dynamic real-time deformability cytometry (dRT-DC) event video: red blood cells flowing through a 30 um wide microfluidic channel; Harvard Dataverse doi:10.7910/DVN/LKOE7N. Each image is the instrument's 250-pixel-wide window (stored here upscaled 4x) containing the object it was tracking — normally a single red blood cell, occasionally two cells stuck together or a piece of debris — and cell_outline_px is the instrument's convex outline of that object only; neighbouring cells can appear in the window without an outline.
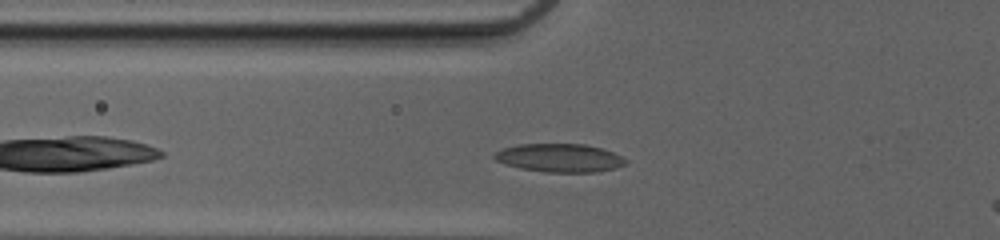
{"species": "common noctule bat (a hibernating species)", "species_latin": "Nyctalus noctula", "temperature_condition": "cold", "stored_images_in_passage": 34, "camera_frame_rate_fps": 3000, "um_per_image_px": 0.085, "animal": {"sex": "female", "body_mass_g": 20.0, "forearm_length_mm": 54.0}, "frame": {"image": 1, "passage_image": 5, "time_ms": 1.333, "image_size_px": [1000, 240], "cell_outline_px": [[628, 164], [616, 168], [596, 172], [544, 172], [520, 168], [504, 164], [496, 160], [492, 156], [496, 152], [504, 148], [520, 144], [584, 144], [600, 148], [612, 152], [628, 160]], "centroid_in_image_um": [47.58, 13.43], "position_along_channel_um": 78.2, "area_um2": 21.68}}
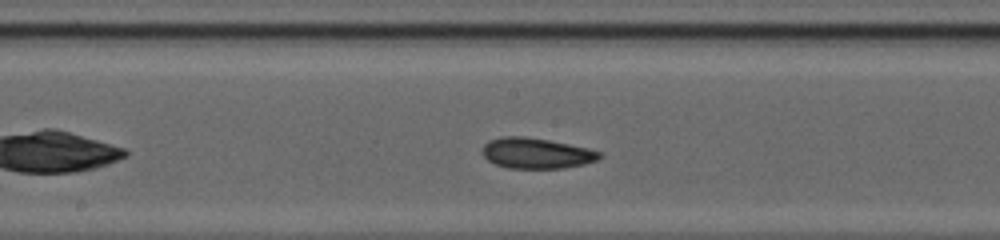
{"frame": {"image": 2, "passage_image": 14, "time_ms": 4.333, "image_size_px": [1000, 240], "cell_outline_px": [[604, 156], [596, 160], [584, 164], [564, 168], [508, 168], [496, 164], [488, 160], [484, 156], [484, 144], [488, 140], [500, 136], [524, 136], [548, 140], [588, 148], [604, 152]], "centroid_in_image_um": [45.63, 13.02], "position_along_channel_um": 202.6, "area_um2": 20.92}}
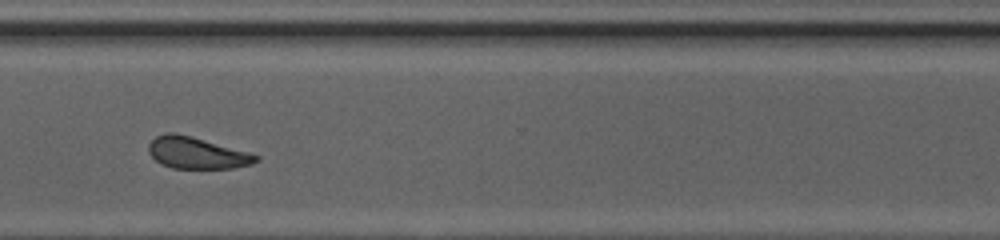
{"frame": {"image": 3, "passage_image": 25, "time_ms": 8.0, "image_size_px": [1000, 240], "cell_outline_px": [[260, 160], [252, 164], [232, 168], [172, 168], [160, 164], [148, 152], [148, 144], [156, 136], [168, 132], [176, 132], [192, 136], [248, 152], [260, 156]], "centroid_in_image_um": [16.71, 12.99], "position_along_channel_um": 353.9, "area_um2": 19.83}}